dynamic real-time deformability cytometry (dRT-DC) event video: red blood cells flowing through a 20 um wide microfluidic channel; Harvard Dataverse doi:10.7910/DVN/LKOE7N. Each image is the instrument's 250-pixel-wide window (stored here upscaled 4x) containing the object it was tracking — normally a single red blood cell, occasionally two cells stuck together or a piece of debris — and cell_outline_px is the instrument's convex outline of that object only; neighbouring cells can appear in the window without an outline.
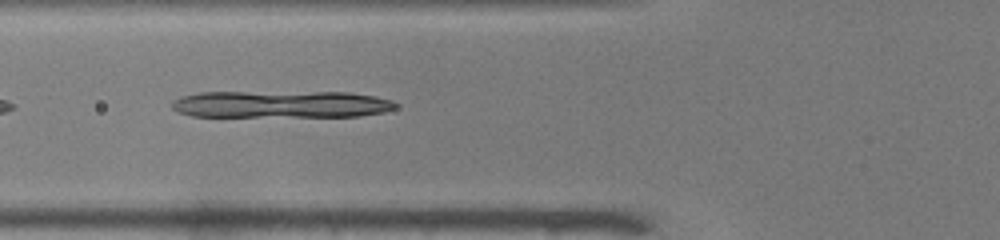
{"species": "common noctule bat (a hibernating species)", "species_latin": "Nyctalus noctula", "temperature_condition": "warm", "stored_images_in_passage": 37, "camera_frame_rate_fps": 3000, "um_per_image_px": 0.085, "animal": {"sex": "male", "body_mass_g": 19.0, "forearm_length_mm": 50.8}, "frame": {"image": 1, "passage_image": 6, "time_ms": 1.667, "image_size_px": [1000, 240], "cell_outline_px": [[400, 104], [396, 108], [384, 112], [360, 116], [192, 116], [180, 112], [172, 108], [172, 100], [180, 96], [196, 92], [348, 92], [376, 96], [392, 100]], "centroid_in_image_um": [23.91, 8.85], "position_along_channel_um": 101.9, "area_um2": 35.6}}
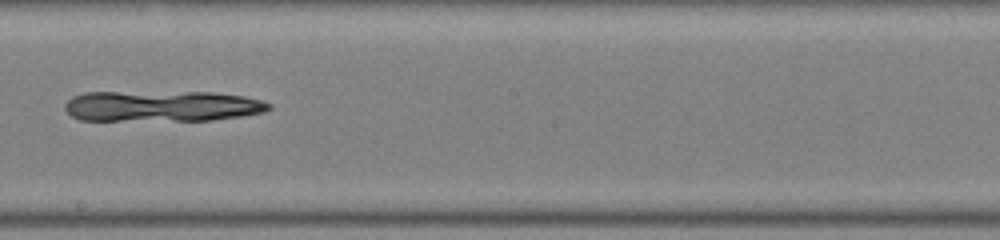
{"frame": {"image": 2, "passage_image": 16, "time_ms": 5.0, "image_size_px": [1000, 240], "cell_outline_px": [[272, 108], [264, 112], [240, 116], [212, 120], [80, 120], [72, 116], [64, 108], [64, 104], [72, 96], [84, 92], [212, 92], [244, 96], [260, 100], [272, 104]], "centroid_in_image_um": [13.76, 9.01], "position_along_channel_um": 234.4, "area_um2": 36.82}}
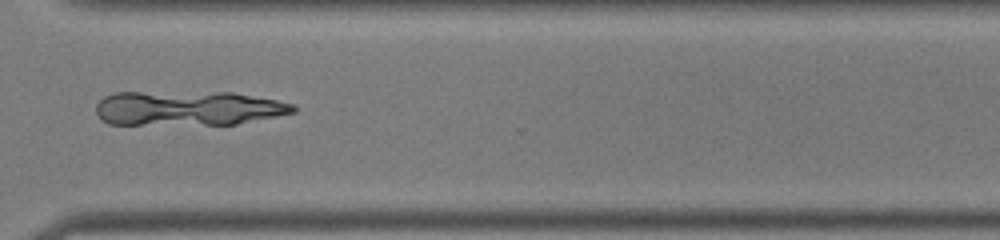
{"frame": {"image": 3, "passage_image": 25, "time_ms": 8.0, "image_size_px": [1000, 240], "cell_outline_px": [[296, 112], [236, 124], [108, 124], [96, 112], [96, 104], [104, 96], [112, 92], [232, 92], [276, 100], [292, 104], [296, 108]], "centroid_in_image_um": [15.96, 9.19], "position_along_channel_um": 354.6, "area_um2": 39.71}}